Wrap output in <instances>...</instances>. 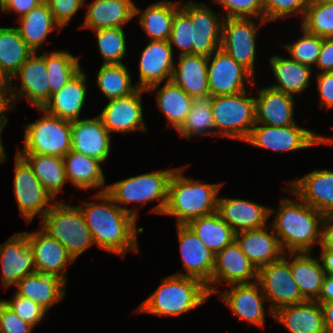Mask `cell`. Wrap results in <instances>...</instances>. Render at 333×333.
<instances>
[{"label": "cell", "instance_id": "obj_51", "mask_svg": "<svg viewBox=\"0 0 333 333\" xmlns=\"http://www.w3.org/2000/svg\"><path fill=\"white\" fill-rule=\"evenodd\" d=\"M3 302L10 307L18 317L28 322L33 327L41 323L47 314V311L34 300L16 294L13 295V299L9 301L3 300Z\"/></svg>", "mask_w": 333, "mask_h": 333}, {"label": "cell", "instance_id": "obj_33", "mask_svg": "<svg viewBox=\"0 0 333 333\" xmlns=\"http://www.w3.org/2000/svg\"><path fill=\"white\" fill-rule=\"evenodd\" d=\"M269 63L277 81L270 88L295 97L309 87L311 76L314 75L312 67L280 55L270 57Z\"/></svg>", "mask_w": 333, "mask_h": 333}, {"label": "cell", "instance_id": "obj_49", "mask_svg": "<svg viewBox=\"0 0 333 333\" xmlns=\"http://www.w3.org/2000/svg\"><path fill=\"white\" fill-rule=\"evenodd\" d=\"M311 0H263L264 21L286 18L288 15L304 16Z\"/></svg>", "mask_w": 333, "mask_h": 333}, {"label": "cell", "instance_id": "obj_45", "mask_svg": "<svg viewBox=\"0 0 333 333\" xmlns=\"http://www.w3.org/2000/svg\"><path fill=\"white\" fill-rule=\"evenodd\" d=\"M300 27L322 38H333V3L311 0Z\"/></svg>", "mask_w": 333, "mask_h": 333}, {"label": "cell", "instance_id": "obj_52", "mask_svg": "<svg viewBox=\"0 0 333 333\" xmlns=\"http://www.w3.org/2000/svg\"><path fill=\"white\" fill-rule=\"evenodd\" d=\"M55 22L63 29L75 14L84 7L86 0H44Z\"/></svg>", "mask_w": 333, "mask_h": 333}, {"label": "cell", "instance_id": "obj_56", "mask_svg": "<svg viewBox=\"0 0 333 333\" xmlns=\"http://www.w3.org/2000/svg\"><path fill=\"white\" fill-rule=\"evenodd\" d=\"M322 72H333V38H323L322 48L315 65Z\"/></svg>", "mask_w": 333, "mask_h": 333}, {"label": "cell", "instance_id": "obj_3", "mask_svg": "<svg viewBox=\"0 0 333 333\" xmlns=\"http://www.w3.org/2000/svg\"><path fill=\"white\" fill-rule=\"evenodd\" d=\"M185 167L176 168L168 185L167 205L163 215L176 218V225L217 212L218 193L222 183H201L185 177Z\"/></svg>", "mask_w": 333, "mask_h": 333}, {"label": "cell", "instance_id": "obj_19", "mask_svg": "<svg viewBox=\"0 0 333 333\" xmlns=\"http://www.w3.org/2000/svg\"><path fill=\"white\" fill-rule=\"evenodd\" d=\"M2 287L16 285L25 276L36 273L34 253L29 246L25 232L13 234L0 244Z\"/></svg>", "mask_w": 333, "mask_h": 333}, {"label": "cell", "instance_id": "obj_47", "mask_svg": "<svg viewBox=\"0 0 333 333\" xmlns=\"http://www.w3.org/2000/svg\"><path fill=\"white\" fill-rule=\"evenodd\" d=\"M301 30L303 36L297 38L293 43H286L285 45L281 44V46L287 50L288 54H290L289 57L293 60L314 67L322 48L323 38L308 33L302 28Z\"/></svg>", "mask_w": 333, "mask_h": 333}, {"label": "cell", "instance_id": "obj_31", "mask_svg": "<svg viewBox=\"0 0 333 333\" xmlns=\"http://www.w3.org/2000/svg\"><path fill=\"white\" fill-rule=\"evenodd\" d=\"M277 323H281L290 333H326L323 310L317 301H304L285 306L274 312Z\"/></svg>", "mask_w": 333, "mask_h": 333}, {"label": "cell", "instance_id": "obj_46", "mask_svg": "<svg viewBox=\"0 0 333 333\" xmlns=\"http://www.w3.org/2000/svg\"><path fill=\"white\" fill-rule=\"evenodd\" d=\"M97 39V46L102 56L103 64H122L126 56V34L123 28L106 27L93 30Z\"/></svg>", "mask_w": 333, "mask_h": 333}, {"label": "cell", "instance_id": "obj_35", "mask_svg": "<svg viewBox=\"0 0 333 333\" xmlns=\"http://www.w3.org/2000/svg\"><path fill=\"white\" fill-rule=\"evenodd\" d=\"M290 269L303 298L316 301L325 277L320 260L313 258L311 252H290Z\"/></svg>", "mask_w": 333, "mask_h": 333}, {"label": "cell", "instance_id": "obj_13", "mask_svg": "<svg viewBox=\"0 0 333 333\" xmlns=\"http://www.w3.org/2000/svg\"><path fill=\"white\" fill-rule=\"evenodd\" d=\"M254 18H224L222 23L221 49L229 54L237 63L245 67L254 77L256 59V35L258 27L266 24Z\"/></svg>", "mask_w": 333, "mask_h": 333}, {"label": "cell", "instance_id": "obj_40", "mask_svg": "<svg viewBox=\"0 0 333 333\" xmlns=\"http://www.w3.org/2000/svg\"><path fill=\"white\" fill-rule=\"evenodd\" d=\"M31 166L34 175L54 198L67 183L63 157L36 153H19Z\"/></svg>", "mask_w": 333, "mask_h": 333}, {"label": "cell", "instance_id": "obj_48", "mask_svg": "<svg viewBox=\"0 0 333 333\" xmlns=\"http://www.w3.org/2000/svg\"><path fill=\"white\" fill-rule=\"evenodd\" d=\"M168 42L172 48L181 50L178 55L193 54V25L181 8L175 12Z\"/></svg>", "mask_w": 333, "mask_h": 333}, {"label": "cell", "instance_id": "obj_62", "mask_svg": "<svg viewBox=\"0 0 333 333\" xmlns=\"http://www.w3.org/2000/svg\"><path fill=\"white\" fill-rule=\"evenodd\" d=\"M5 126H0V164L4 163L5 160H7V154L5 152V148L3 145V139H2V135L1 132L4 130Z\"/></svg>", "mask_w": 333, "mask_h": 333}, {"label": "cell", "instance_id": "obj_55", "mask_svg": "<svg viewBox=\"0 0 333 333\" xmlns=\"http://www.w3.org/2000/svg\"><path fill=\"white\" fill-rule=\"evenodd\" d=\"M43 1L44 0H7V2L0 8V11L4 14L12 11L18 15L19 19Z\"/></svg>", "mask_w": 333, "mask_h": 333}, {"label": "cell", "instance_id": "obj_27", "mask_svg": "<svg viewBox=\"0 0 333 333\" xmlns=\"http://www.w3.org/2000/svg\"><path fill=\"white\" fill-rule=\"evenodd\" d=\"M87 81L86 73L81 69L59 91L51 94L41 109L68 121L80 120L79 117L87 99Z\"/></svg>", "mask_w": 333, "mask_h": 333}, {"label": "cell", "instance_id": "obj_58", "mask_svg": "<svg viewBox=\"0 0 333 333\" xmlns=\"http://www.w3.org/2000/svg\"><path fill=\"white\" fill-rule=\"evenodd\" d=\"M12 110L9 98L8 82H0V126H6L9 118L5 112Z\"/></svg>", "mask_w": 333, "mask_h": 333}, {"label": "cell", "instance_id": "obj_43", "mask_svg": "<svg viewBox=\"0 0 333 333\" xmlns=\"http://www.w3.org/2000/svg\"><path fill=\"white\" fill-rule=\"evenodd\" d=\"M96 77L97 87L108 100L130 95L138 89L124 63L102 64Z\"/></svg>", "mask_w": 333, "mask_h": 333}, {"label": "cell", "instance_id": "obj_32", "mask_svg": "<svg viewBox=\"0 0 333 333\" xmlns=\"http://www.w3.org/2000/svg\"><path fill=\"white\" fill-rule=\"evenodd\" d=\"M207 66L208 57L193 54L179 55L170 81L191 97L210 94Z\"/></svg>", "mask_w": 333, "mask_h": 333}, {"label": "cell", "instance_id": "obj_41", "mask_svg": "<svg viewBox=\"0 0 333 333\" xmlns=\"http://www.w3.org/2000/svg\"><path fill=\"white\" fill-rule=\"evenodd\" d=\"M186 225L215 255L235 241L236 233L217 212L195 218Z\"/></svg>", "mask_w": 333, "mask_h": 333}, {"label": "cell", "instance_id": "obj_7", "mask_svg": "<svg viewBox=\"0 0 333 333\" xmlns=\"http://www.w3.org/2000/svg\"><path fill=\"white\" fill-rule=\"evenodd\" d=\"M247 94L245 90L234 95L212 96V116L219 137L245 142L250 136L256 124V102L255 97Z\"/></svg>", "mask_w": 333, "mask_h": 333}, {"label": "cell", "instance_id": "obj_23", "mask_svg": "<svg viewBox=\"0 0 333 333\" xmlns=\"http://www.w3.org/2000/svg\"><path fill=\"white\" fill-rule=\"evenodd\" d=\"M217 213L237 234L268 225L273 208L240 198L219 197Z\"/></svg>", "mask_w": 333, "mask_h": 333}, {"label": "cell", "instance_id": "obj_15", "mask_svg": "<svg viewBox=\"0 0 333 333\" xmlns=\"http://www.w3.org/2000/svg\"><path fill=\"white\" fill-rule=\"evenodd\" d=\"M180 255L185 272L176 275L197 279L204 283L211 295V277L215 265V254L187 226L176 225Z\"/></svg>", "mask_w": 333, "mask_h": 333}, {"label": "cell", "instance_id": "obj_26", "mask_svg": "<svg viewBox=\"0 0 333 333\" xmlns=\"http://www.w3.org/2000/svg\"><path fill=\"white\" fill-rule=\"evenodd\" d=\"M235 241L258 270L281 259L285 254L271 224L269 227L239 232Z\"/></svg>", "mask_w": 333, "mask_h": 333}, {"label": "cell", "instance_id": "obj_4", "mask_svg": "<svg viewBox=\"0 0 333 333\" xmlns=\"http://www.w3.org/2000/svg\"><path fill=\"white\" fill-rule=\"evenodd\" d=\"M210 296L201 281L173 274L162 279L159 287L136 308V313L177 317L196 309Z\"/></svg>", "mask_w": 333, "mask_h": 333}, {"label": "cell", "instance_id": "obj_59", "mask_svg": "<svg viewBox=\"0 0 333 333\" xmlns=\"http://www.w3.org/2000/svg\"><path fill=\"white\" fill-rule=\"evenodd\" d=\"M316 301L320 304L333 301V276L325 275L321 292Z\"/></svg>", "mask_w": 333, "mask_h": 333}, {"label": "cell", "instance_id": "obj_16", "mask_svg": "<svg viewBox=\"0 0 333 333\" xmlns=\"http://www.w3.org/2000/svg\"><path fill=\"white\" fill-rule=\"evenodd\" d=\"M180 8L191 18L193 25V55L211 56L221 47L223 16L207 4L187 1Z\"/></svg>", "mask_w": 333, "mask_h": 333}, {"label": "cell", "instance_id": "obj_44", "mask_svg": "<svg viewBox=\"0 0 333 333\" xmlns=\"http://www.w3.org/2000/svg\"><path fill=\"white\" fill-rule=\"evenodd\" d=\"M79 59L67 49L66 51H44L50 97L51 94L59 91L82 69Z\"/></svg>", "mask_w": 333, "mask_h": 333}, {"label": "cell", "instance_id": "obj_10", "mask_svg": "<svg viewBox=\"0 0 333 333\" xmlns=\"http://www.w3.org/2000/svg\"><path fill=\"white\" fill-rule=\"evenodd\" d=\"M257 282L270 303L267 313L274 317L278 309L306 301L294 281L290 269V253L258 270Z\"/></svg>", "mask_w": 333, "mask_h": 333}, {"label": "cell", "instance_id": "obj_61", "mask_svg": "<svg viewBox=\"0 0 333 333\" xmlns=\"http://www.w3.org/2000/svg\"><path fill=\"white\" fill-rule=\"evenodd\" d=\"M326 333H333V301L321 304Z\"/></svg>", "mask_w": 333, "mask_h": 333}, {"label": "cell", "instance_id": "obj_6", "mask_svg": "<svg viewBox=\"0 0 333 333\" xmlns=\"http://www.w3.org/2000/svg\"><path fill=\"white\" fill-rule=\"evenodd\" d=\"M39 222L45 232L65 247L74 261L95 244L78 206L54 201Z\"/></svg>", "mask_w": 333, "mask_h": 333}, {"label": "cell", "instance_id": "obj_36", "mask_svg": "<svg viewBox=\"0 0 333 333\" xmlns=\"http://www.w3.org/2000/svg\"><path fill=\"white\" fill-rule=\"evenodd\" d=\"M16 27L22 39L33 52L43 49L44 41L53 30L62 31L45 1L32 9L29 13L17 19Z\"/></svg>", "mask_w": 333, "mask_h": 333}, {"label": "cell", "instance_id": "obj_37", "mask_svg": "<svg viewBox=\"0 0 333 333\" xmlns=\"http://www.w3.org/2000/svg\"><path fill=\"white\" fill-rule=\"evenodd\" d=\"M180 1H158L143 10L135 6V16L150 40H169L175 12Z\"/></svg>", "mask_w": 333, "mask_h": 333}, {"label": "cell", "instance_id": "obj_54", "mask_svg": "<svg viewBox=\"0 0 333 333\" xmlns=\"http://www.w3.org/2000/svg\"><path fill=\"white\" fill-rule=\"evenodd\" d=\"M321 108H333V72H317L315 74Z\"/></svg>", "mask_w": 333, "mask_h": 333}, {"label": "cell", "instance_id": "obj_50", "mask_svg": "<svg viewBox=\"0 0 333 333\" xmlns=\"http://www.w3.org/2000/svg\"><path fill=\"white\" fill-rule=\"evenodd\" d=\"M224 8L223 18H253L264 20L263 0H212Z\"/></svg>", "mask_w": 333, "mask_h": 333}, {"label": "cell", "instance_id": "obj_53", "mask_svg": "<svg viewBox=\"0 0 333 333\" xmlns=\"http://www.w3.org/2000/svg\"><path fill=\"white\" fill-rule=\"evenodd\" d=\"M33 328L0 299V333H32Z\"/></svg>", "mask_w": 333, "mask_h": 333}, {"label": "cell", "instance_id": "obj_34", "mask_svg": "<svg viewBox=\"0 0 333 333\" xmlns=\"http://www.w3.org/2000/svg\"><path fill=\"white\" fill-rule=\"evenodd\" d=\"M65 175L67 181L79 190L100 187L98 192L107 189L102 162L85 154L70 150L64 157Z\"/></svg>", "mask_w": 333, "mask_h": 333}, {"label": "cell", "instance_id": "obj_1", "mask_svg": "<svg viewBox=\"0 0 333 333\" xmlns=\"http://www.w3.org/2000/svg\"><path fill=\"white\" fill-rule=\"evenodd\" d=\"M92 199L96 201H82L83 204L78 207L95 245L123 258L127 252L137 253V235L144 230L141 227L137 229V218L123 211L106 191L95 193Z\"/></svg>", "mask_w": 333, "mask_h": 333}, {"label": "cell", "instance_id": "obj_57", "mask_svg": "<svg viewBox=\"0 0 333 333\" xmlns=\"http://www.w3.org/2000/svg\"><path fill=\"white\" fill-rule=\"evenodd\" d=\"M320 248L333 251V213L324 215L323 217Z\"/></svg>", "mask_w": 333, "mask_h": 333}, {"label": "cell", "instance_id": "obj_25", "mask_svg": "<svg viewBox=\"0 0 333 333\" xmlns=\"http://www.w3.org/2000/svg\"><path fill=\"white\" fill-rule=\"evenodd\" d=\"M284 189L297 195L323 215L333 213V170H313L291 182Z\"/></svg>", "mask_w": 333, "mask_h": 333}, {"label": "cell", "instance_id": "obj_2", "mask_svg": "<svg viewBox=\"0 0 333 333\" xmlns=\"http://www.w3.org/2000/svg\"><path fill=\"white\" fill-rule=\"evenodd\" d=\"M283 198L270 223L285 253L312 252L320 244L324 215L294 194Z\"/></svg>", "mask_w": 333, "mask_h": 333}, {"label": "cell", "instance_id": "obj_11", "mask_svg": "<svg viewBox=\"0 0 333 333\" xmlns=\"http://www.w3.org/2000/svg\"><path fill=\"white\" fill-rule=\"evenodd\" d=\"M14 162L13 191L19 213L26 223L31 222L36 215L42 219L54 204V198L45 190L31 166L17 151Z\"/></svg>", "mask_w": 333, "mask_h": 333}, {"label": "cell", "instance_id": "obj_17", "mask_svg": "<svg viewBox=\"0 0 333 333\" xmlns=\"http://www.w3.org/2000/svg\"><path fill=\"white\" fill-rule=\"evenodd\" d=\"M142 93L145 89L138 88L130 95L109 100L105 107L97 115L109 133H123L143 131L147 127L143 120Z\"/></svg>", "mask_w": 333, "mask_h": 333}, {"label": "cell", "instance_id": "obj_60", "mask_svg": "<svg viewBox=\"0 0 333 333\" xmlns=\"http://www.w3.org/2000/svg\"><path fill=\"white\" fill-rule=\"evenodd\" d=\"M319 260L325 275L333 276V251L328 249L320 250Z\"/></svg>", "mask_w": 333, "mask_h": 333}, {"label": "cell", "instance_id": "obj_64", "mask_svg": "<svg viewBox=\"0 0 333 333\" xmlns=\"http://www.w3.org/2000/svg\"><path fill=\"white\" fill-rule=\"evenodd\" d=\"M324 2H329V3H333V0H322Z\"/></svg>", "mask_w": 333, "mask_h": 333}, {"label": "cell", "instance_id": "obj_30", "mask_svg": "<svg viewBox=\"0 0 333 333\" xmlns=\"http://www.w3.org/2000/svg\"><path fill=\"white\" fill-rule=\"evenodd\" d=\"M135 4L132 0H93L87 4V12L81 28H123L135 17Z\"/></svg>", "mask_w": 333, "mask_h": 333}, {"label": "cell", "instance_id": "obj_12", "mask_svg": "<svg viewBox=\"0 0 333 333\" xmlns=\"http://www.w3.org/2000/svg\"><path fill=\"white\" fill-rule=\"evenodd\" d=\"M41 52L40 55L38 52H33L8 81L12 109L21 99H28L29 104L35 108H42L49 100L50 87L44 60V50ZM15 78H19L20 87H14L13 80Z\"/></svg>", "mask_w": 333, "mask_h": 333}, {"label": "cell", "instance_id": "obj_24", "mask_svg": "<svg viewBox=\"0 0 333 333\" xmlns=\"http://www.w3.org/2000/svg\"><path fill=\"white\" fill-rule=\"evenodd\" d=\"M231 288L219 294L222 300L234 315L250 324L265 326V308L267 302L261 286L256 281L248 284H234Z\"/></svg>", "mask_w": 333, "mask_h": 333}, {"label": "cell", "instance_id": "obj_14", "mask_svg": "<svg viewBox=\"0 0 333 333\" xmlns=\"http://www.w3.org/2000/svg\"><path fill=\"white\" fill-rule=\"evenodd\" d=\"M207 75L212 96L234 95L247 90V84L256 85L255 77L221 48L208 57Z\"/></svg>", "mask_w": 333, "mask_h": 333}, {"label": "cell", "instance_id": "obj_29", "mask_svg": "<svg viewBox=\"0 0 333 333\" xmlns=\"http://www.w3.org/2000/svg\"><path fill=\"white\" fill-rule=\"evenodd\" d=\"M66 282L54 275L34 273L22 278L15 287V294L34 300L47 312L54 305L64 300Z\"/></svg>", "mask_w": 333, "mask_h": 333}, {"label": "cell", "instance_id": "obj_22", "mask_svg": "<svg viewBox=\"0 0 333 333\" xmlns=\"http://www.w3.org/2000/svg\"><path fill=\"white\" fill-rule=\"evenodd\" d=\"M111 140L98 116L71 121V150L104 163L111 151Z\"/></svg>", "mask_w": 333, "mask_h": 333}, {"label": "cell", "instance_id": "obj_5", "mask_svg": "<svg viewBox=\"0 0 333 333\" xmlns=\"http://www.w3.org/2000/svg\"><path fill=\"white\" fill-rule=\"evenodd\" d=\"M174 169L154 170L148 173L131 176L107 185L106 192L113 201L125 212L138 218V209L128 208L130 203L147 204L151 201H159L152 208V212L163 215L168 199V185ZM124 204L125 206H120Z\"/></svg>", "mask_w": 333, "mask_h": 333}, {"label": "cell", "instance_id": "obj_8", "mask_svg": "<svg viewBox=\"0 0 333 333\" xmlns=\"http://www.w3.org/2000/svg\"><path fill=\"white\" fill-rule=\"evenodd\" d=\"M43 117L24 125V144L18 153H36L64 157L71 150V121L37 108Z\"/></svg>", "mask_w": 333, "mask_h": 333}, {"label": "cell", "instance_id": "obj_18", "mask_svg": "<svg viewBox=\"0 0 333 333\" xmlns=\"http://www.w3.org/2000/svg\"><path fill=\"white\" fill-rule=\"evenodd\" d=\"M258 278V269L242 252L236 241L215 255V265L211 277V296L218 293V284L254 283Z\"/></svg>", "mask_w": 333, "mask_h": 333}, {"label": "cell", "instance_id": "obj_39", "mask_svg": "<svg viewBox=\"0 0 333 333\" xmlns=\"http://www.w3.org/2000/svg\"><path fill=\"white\" fill-rule=\"evenodd\" d=\"M159 85H153L146 91H157L155 94L158 108L166 117L168 127L177 130L190 112L192 97L171 81L166 82L161 88ZM157 88L158 90H156Z\"/></svg>", "mask_w": 333, "mask_h": 333}, {"label": "cell", "instance_id": "obj_28", "mask_svg": "<svg viewBox=\"0 0 333 333\" xmlns=\"http://www.w3.org/2000/svg\"><path fill=\"white\" fill-rule=\"evenodd\" d=\"M256 102V124L284 127L294 121L295 98L281 91L263 87L258 90Z\"/></svg>", "mask_w": 333, "mask_h": 333}, {"label": "cell", "instance_id": "obj_38", "mask_svg": "<svg viewBox=\"0 0 333 333\" xmlns=\"http://www.w3.org/2000/svg\"><path fill=\"white\" fill-rule=\"evenodd\" d=\"M32 53L16 27H0V82H8Z\"/></svg>", "mask_w": 333, "mask_h": 333}, {"label": "cell", "instance_id": "obj_21", "mask_svg": "<svg viewBox=\"0 0 333 333\" xmlns=\"http://www.w3.org/2000/svg\"><path fill=\"white\" fill-rule=\"evenodd\" d=\"M29 246L34 253L36 272L54 275L67 283V265L75 261L65 247L41 227L36 232H26Z\"/></svg>", "mask_w": 333, "mask_h": 333}, {"label": "cell", "instance_id": "obj_63", "mask_svg": "<svg viewBox=\"0 0 333 333\" xmlns=\"http://www.w3.org/2000/svg\"><path fill=\"white\" fill-rule=\"evenodd\" d=\"M7 2V0H0V8Z\"/></svg>", "mask_w": 333, "mask_h": 333}, {"label": "cell", "instance_id": "obj_20", "mask_svg": "<svg viewBox=\"0 0 333 333\" xmlns=\"http://www.w3.org/2000/svg\"><path fill=\"white\" fill-rule=\"evenodd\" d=\"M173 50L166 40H150L140 54L138 88L147 90L164 80H171L175 65Z\"/></svg>", "mask_w": 333, "mask_h": 333}, {"label": "cell", "instance_id": "obj_9", "mask_svg": "<svg viewBox=\"0 0 333 333\" xmlns=\"http://www.w3.org/2000/svg\"><path fill=\"white\" fill-rule=\"evenodd\" d=\"M332 138L319 135L297 124L284 127L255 124L245 143L281 153L303 150L315 145H333Z\"/></svg>", "mask_w": 333, "mask_h": 333}, {"label": "cell", "instance_id": "obj_42", "mask_svg": "<svg viewBox=\"0 0 333 333\" xmlns=\"http://www.w3.org/2000/svg\"><path fill=\"white\" fill-rule=\"evenodd\" d=\"M212 95L192 97L190 112L186 115L184 123L176 130L181 137L186 139L216 134V128L211 109Z\"/></svg>", "mask_w": 333, "mask_h": 333}]
</instances>
